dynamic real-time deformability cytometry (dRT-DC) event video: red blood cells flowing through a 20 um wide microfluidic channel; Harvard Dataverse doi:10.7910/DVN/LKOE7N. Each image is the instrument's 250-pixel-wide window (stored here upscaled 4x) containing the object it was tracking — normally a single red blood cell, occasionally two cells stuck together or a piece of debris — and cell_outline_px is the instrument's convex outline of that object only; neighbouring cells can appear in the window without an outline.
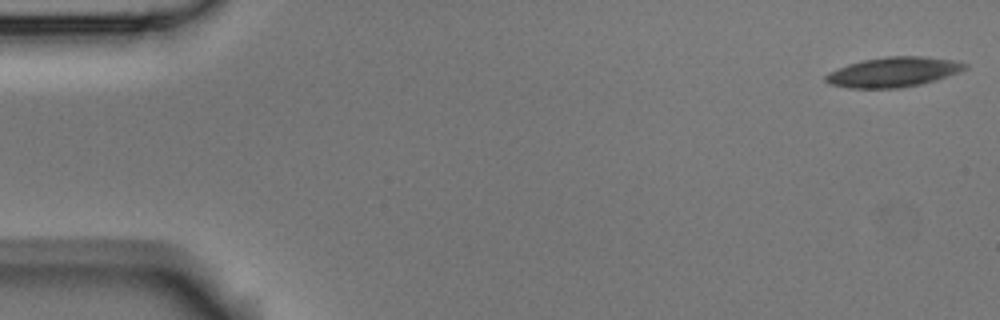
{"species": "Egyptian fruit bat (a non-hibernating species)", "species_latin": "Rousettus aegyptiacus", "temperature_condition": "room temperature", "stored_images_in_passage": 53, "camera_frame_rate_fps": 3000, "um_per_image_px": 0.085, "animal": {"sex": "male"}, "frame": {"image": 1, "passage_image": 1, "time_ms": 0.0, "image_size_px": [1000, 320], "cell_outline_px": [[968, 68], [960, 72], [936, 80], [920, 84], [900, 88], [848, 88], [828, 84], [824, 80], [824, 76], [828, 72], [848, 64], [864, 60], [888, 56], [924, 56], [952, 60], [968, 64]], "centroid_in_image_um": [75.92, 6.13], "position_along_channel_um": 9.1, "area_um2": 24.33}}
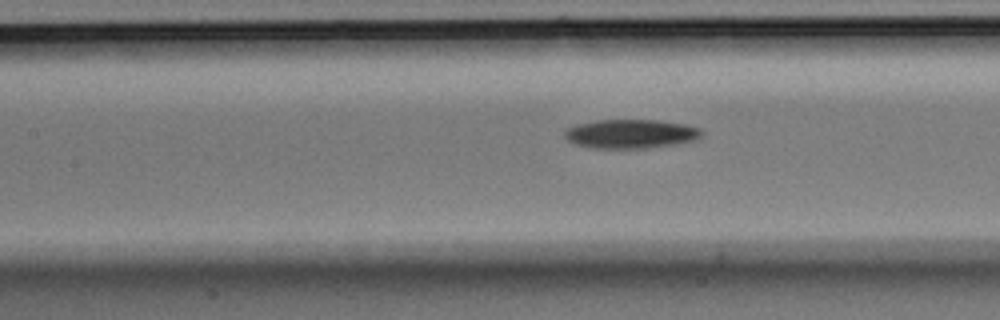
{"frame": {"image": 2, "passage_image": 23, "time_ms": 7.333, "image_size_px": [1000, 320], "cell_outline_px": [[704, 132], [696, 140], [676, 144], [648, 148], [592, 148], [576, 144], [568, 140], [564, 136], [564, 128], [576, 124], [596, 120], [656, 120], [688, 124], [700, 128]], "centroid_in_image_um": [53.62, 11.37], "position_along_channel_um": 153.8, "area_um2": 23.41}}
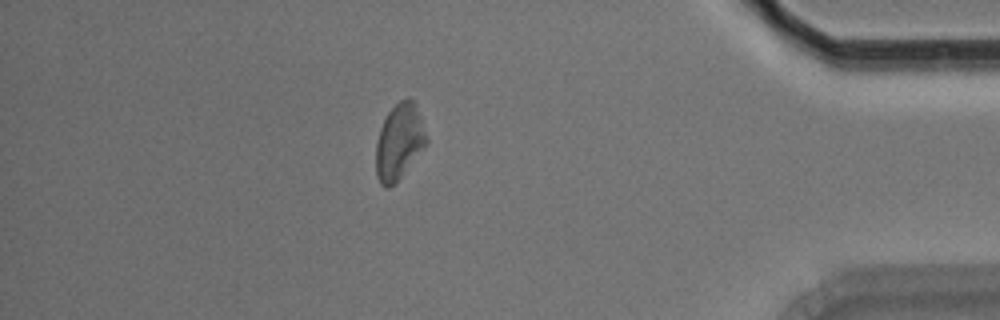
{"frame": {"image": 3, "passage_image": 46, "time_ms": 15.0, "image_size_px": [1000, 320], "cell_outline_px": [[428, 144], [396, 184], [388, 188], [384, 188], [380, 184], [376, 176], [376, 144], [380, 128], [388, 112], [400, 100], [416, 100], [428, 136]], "centroid_in_image_um": [33.97, 12.08], "position_along_channel_um": 401.2, "area_um2": 22.83}, "authors_computed_cell_mechanics": {"area_um2": 23.1778, "velocity_mm_per_s": 3.7401, "shape_relaxation_time_tau1_ms": 5.4328, "shape_relaxation_time_tau2_ms": null, "deformation_change_tau1": 0.11, "deformation_change_tau2": null}}